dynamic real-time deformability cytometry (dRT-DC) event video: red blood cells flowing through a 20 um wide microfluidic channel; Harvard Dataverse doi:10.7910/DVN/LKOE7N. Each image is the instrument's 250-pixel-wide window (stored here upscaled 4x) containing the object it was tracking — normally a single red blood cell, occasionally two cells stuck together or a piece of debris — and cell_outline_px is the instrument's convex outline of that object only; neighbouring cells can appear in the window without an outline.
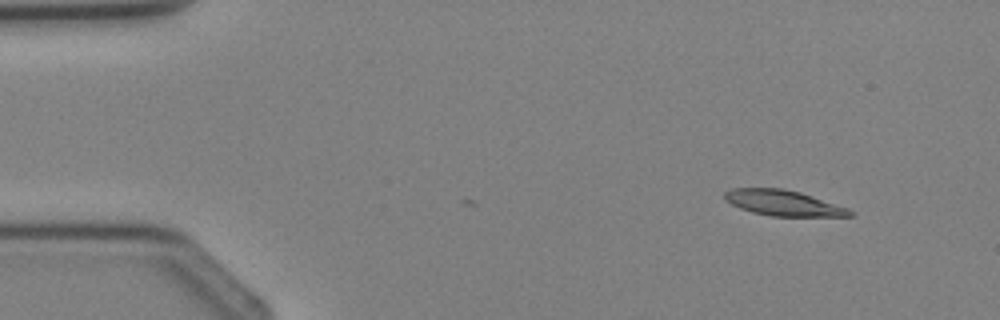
{"species": "Egyptian fruit bat (a non-hibernating species)", "species_latin": "Rousettus aegyptiacus", "temperature_condition": "cold", "stored_images_in_passage": 2, "camera_frame_rate_fps": 3000, "um_per_image_px": 0.085, "animal": {"sex": "female"}, "frame": {"image": 1, "passage_image": 2, "time_ms": 1.333, "image_size_px": [1000, 320], "cell_outline_px": [[852, 216], [772, 216], [752, 212], [740, 208], [724, 200], [724, 192], [732, 188], [784, 188], [800, 192], [848, 208], [852, 212]], "centroid_in_image_um": [66.54, 17.24], "position_along_channel_um": 18.5, "area_um2": 18.55}}